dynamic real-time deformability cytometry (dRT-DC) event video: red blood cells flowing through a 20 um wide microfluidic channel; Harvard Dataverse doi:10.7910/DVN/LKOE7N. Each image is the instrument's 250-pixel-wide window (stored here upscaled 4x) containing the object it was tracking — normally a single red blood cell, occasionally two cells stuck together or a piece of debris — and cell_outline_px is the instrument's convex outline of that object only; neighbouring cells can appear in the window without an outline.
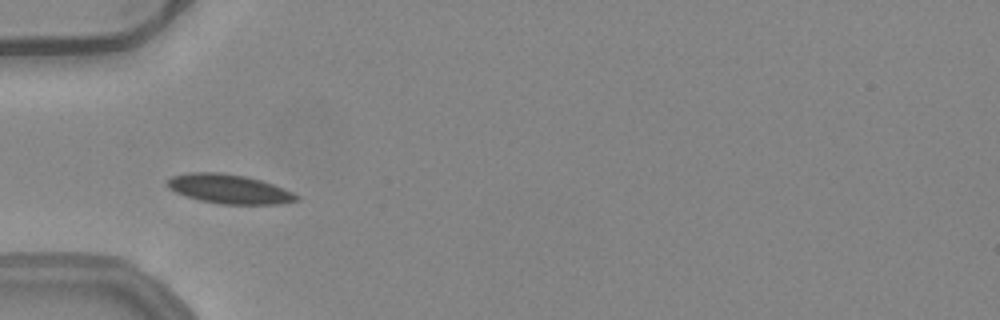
{"species": "common noctule bat (a hibernating species)", "species_latin": "Nyctalus noctula", "temperature_condition": "warm", "stored_images_in_passage": 11, "camera_frame_rate_fps": 3000, "um_per_image_px": 0.085, "animal": {"sex": "female", "body_mass_g": 24.6, "forearm_length_mm": 56.2}, "frame": {"image": 1, "passage_image": 4, "time_ms": 1.0, "image_size_px": [1000, 320], "cell_outline_px": [[300, 200], [280, 204], [220, 204], [200, 200], [176, 192], [168, 188], [164, 180], [172, 176], [188, 172], [216, 172], [244, 176], [260, 180], [284, 188], [300, 196]], "centroid_in_image_um": [19.46, 16.06], "position_along_channel_um": 65.5, "area_um2": 22.02}}
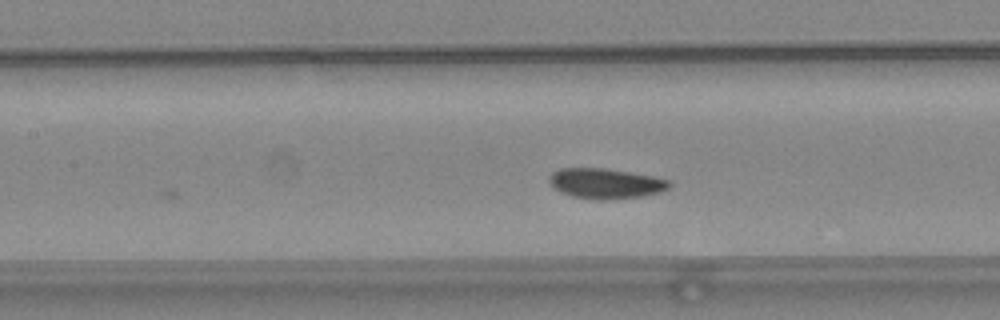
{"frame": {"image": 2, "passage_image": 11, "time_ms": 3.333, "image_size_px": [1000, 320], "cell_outline_px": [[672, 184], [668, 188], [660, 192], [640, 196], [600, 200], [572, 196], [560, 192], [552, 188], [548, 180], [548, 176], [552, 172], [560, 168], [604, 168], [652, 176], [672, 180]], "centroid_in_image_um": [51.44, 15.58], "position_along_channel_um": 156.0, "area_um2": 21.15}}